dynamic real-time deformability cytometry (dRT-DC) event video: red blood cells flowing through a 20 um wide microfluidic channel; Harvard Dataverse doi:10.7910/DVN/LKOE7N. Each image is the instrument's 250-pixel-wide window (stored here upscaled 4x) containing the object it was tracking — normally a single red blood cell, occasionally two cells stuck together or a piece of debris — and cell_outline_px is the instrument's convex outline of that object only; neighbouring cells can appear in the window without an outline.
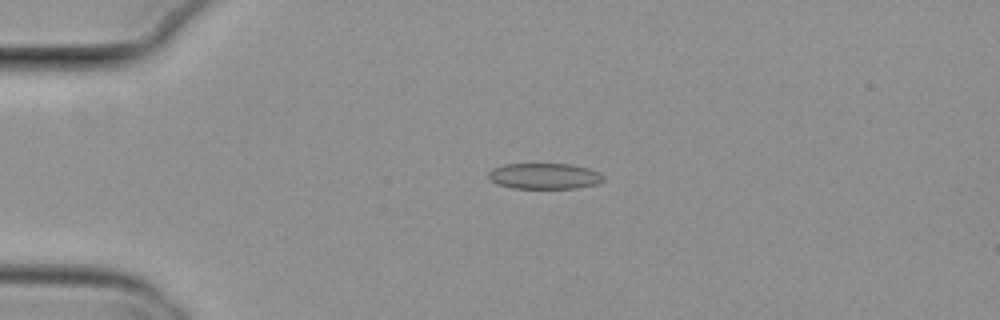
{"species": "common noctule bat (a hibernating species)", "species_latin": "Nyctalus noctula", "temperature_condition": "cold", "stored_images_in_passage": 4, "camera_frame_rate_fps": 3000, "um_per_image_px": 0.085, "animal": {"sex": "female", "body_mass_g": 29.2, "forearm_length_mm": 56.3}, "frame": {"image": 1, "passage_image": 3, "time_ms": 0.667, "image_size_px": [1000, 320], "cell_outline_px": [[604, 180], [596, 184], [576, 188], [512, 188], [496, 184], [488, 176], [488, 172], [492, 168], [504, 164], [572, 164], [588, 168], [600, 172], [604, 176]], "centroid_in_image_um": [46.28, 14.96], "position_along_channel_um": 38.7, "area_um2": 17.4}}